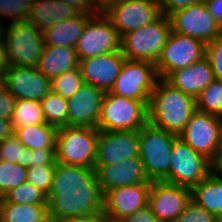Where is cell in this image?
Returning a JSON list of instances; mask_svg holds the SVG:
<instances>
[{
  "label": "cell",
  "instance_id": "22",
  "mask_svg": "<svg viewBox=\"0 0 222 222\" xmlns=\"http://www.w3.org/2000/svg\"><path fill=\"white\" fill-rule=\"evenodd\" d=\"M215 79L206 57L172 72L165 80L174 88L196 98Z\"/></svg>",
  "mask_w": 222,
  "mask_h": 222
},
{
  "label": "cell",
  "instance_id": "21",
  "mask_svg": "<svg viewBox=\"0 0 222 222\" xmlns=\"http://www.w3.org/2000/svg\"><path fill=\"white\" fill-rule=\"evenodd\" d=\"M104 92L84 83L68 101V126L97 128Z\"/></svg>",
  "mask_w": 222,
  "mask_h": 222
},
{
  "label": "cell",
  "instance_id": "29",
  "mask_svg": "<svg viewBox=\"0 0 222 222\" xmlns=\"http://www.w3.org/2000/svg\"><path fill=\"white\" fill-rule=\"evenodd\" d=\"M11 123L13 131L27 125L45 124L41 102L34 99H16Z\"/></svg>",
  "mask_w": 222,
  "mask_h": 222
},
{
  "label": "cell",
  "instance_id": "31",
  "mask_svg": "<svg viewBox=\"0 0 222 222\" xmlns=\"http://www.w3.org/2000/svg\"><path fill=\"white\" fill-rule=\"evenodd\" d=\"M195 102L197 111L222 117V80L214 79Z\"/></svg>",
  "mask_w": 222,
  "mask_h": 222
},
{
  "label": "cell",
  "instance_id": "27",
  "mask_svg": "<svg viewBox=\"0 0 222 222\" xmlns=\"http://www.w3.org/2000/svg\"><path fill=\"white\" fill-rule=\"evenodd\" d=\"M47 204L0 202V222H46Z\"/></svg>",
  "mask_w": 222,
  "mask_h": 222
},
{
  "label": "cell",
  "instance_id": "42",
  "mask_svg": "<svg viewBox=\"0 0 222 222\" xmlns=\"http://www.w3.org/2000/svg\"><path fill=\"white\" fill-rule=\"evenodd\" d=\"M15 103L16 98L7 89L0 91V118L11 120Z\"/></svg>",
  "mask_w": 222,
  "mask_h": 222
},
{
  "label": "cell",
  "instance_id": "6",
  "mask_svg": "<svg viewBox=\"0 0 222 222\" xmlns=\"http://www.w3.org/2000/svg\"><path fill=\"white\" fill-rule=\"evenodd\" d=\"M148 122V106L140 100L106 92L97 128L100 131L139 130Z\"/></svg>",
  "mask_w": 222,
  "mask_h": 222
},
{
  "label": "cell",
  "instance_id": "40",
  "mask_svg": "<svg viewBox=\"0 0 222 222\" xmlns=\"http://www.w3.org/2000/svg\"><path fill=\"white\" fill-rule=\"evenodd\" d=\"M30 167L56 165L55 148H40L32 151Z\"/></svg>",
  "mask_w": 222,
  "mask_h": 222
},
{
  "label": "cell",
  "instance_id": "1",
  "mask_svg": "<svg viewBox=\"0 0 222 222\" xmlns=\"http://www.w3.org/2000/svg\"><path fill=\"white\" fill-rule=\"evenodd\" d=\"M47 208L48 218L54 222L103 215L104 195L96 170L56 162Z\"/></svg>",
  "mask_w": 222,
  "mask_h": 222
},
{
  "label": "cell",
  "instance_id": "38",
  "mask_svg": "<svg viewBox=\"0 0 222 222\" xmlns=\"http://www.w3.org/2000/svg\"><path fill=\"white\" fill-rule=\"evenodd\" d=\"M175 222H217V218L191 199Z\"/></svg>",
  "mask_w": 222,
  "mask_h": 222
},
{
  "label": "cell",
  "instance_id": "8",
  "mask_svg": "<svg viewBox=\"0 0 222 222\" xmlns=\"http://www.w3.org/2000/svg\"><path fill=\"white\" fill-rule=\"evenodd\" d=\"M171 157L170 173L163 180L166 183L192 189L214 170L209 159L179 137L174 141Z\"/></svg>",
  "mask_w": 222,
  "mask_h": 222
},
{
  "label": "cell",
  "instance_id": "14",
  "mask_svg": "<svg viewBox=\"0 0 222 222\" xmlns=\"http://www.w3.org/2000/svg\"><path fill=\"white\" fill-rule=\"evenodd\" d=\"M221 117L197 111L179 138L213 164L218 160Z\"/></svg>",
  "mask_w": 222,
  "mask_h": 222
},
{
  "label": "cell",
  "instance_id": "17",
  "mask_svg": "<svg viewBox=\"0 0 222 222\" xmlns=\"http://www.w3.org/2000/svg\"><path fill=\"white\" fill-rule=\"evenodd\" d=\"M151 183L135 184L109 190L104 195L103 217L122 220L148 205Z\"/></svg>",
  "mask_w": 222,
  "mask_h": 222
},
{
  "label": "cell",
  "instance_id": "15",
  "mask_svg": "<svg viewBox=\"0 0 222 222\" xmlns=\"http://www.w3.org/2000/svg\"><path fill=\"white\" fill-rule=\"evenodd\" d=\"M139 151L138 130H99L95 165H115L125 159L138 157Z\"/></svg>",
  "mask_w": 222,
  "mask_h": 222
},
{
  "label": "cell",
  "instance_id": "28",
  "mask_svg": "<svg viewBox=\"0 0 222 222\" xmlns=\"http://www.w3.org/2000/svg\"><path fill=\"white\" fill-rule=\"evenodd\" d=\"M18 140L30 150L55 148L57 128L48 123L27 125L14 131Z\"/></svg>",
  "mask_w": 222,
  "mask_h": 222
},
{
  "label": "cell",
  "instance_id": "50",
  "mask_svg": "<svg viewBox=\"0 0 222 222\" xmlns=\"http://www.w3.org/2000/svg\"><path fill=\"white\" fill-rule=\"evenodd\" d=\"M118 0H95V3L100 11L106 8L109 4Z\"/></svg>",
  "mask_w": 222,
  "mask_h": 222
},
{
  "label": "cell",
  "instance_id": "25",
  "mask_svg": "<svg viewBox=\"0 0 222 222\" xmlns=\"http://www.w3.org/2000/svg\"><path fill=\"white\" fill-rule=\"evenodd\" d=\"M93 15L79 13L77 16L60 21L45 29L43 38L45 45L73 47L80 38L85 25Z\"/></svg>",
  "mask_w": 222,
  "mask_h": 222
},
{
  "label": "cell",
  "instance_id": "41",
  "mask_svg": "<svg viewBox=\"0 0 222 222\" xmlns=\"http://www.w3.org/2000/svg\"><path fill=\"white\" fill-rule=\"evenodd\" d=\"M160 5L162 15L169 17L175 11L200 3L204 0H157Z\"/></svg>",
  "mask_w": 222,
  "mask_h": 222
},
{
  "label": "cell",
  "instance_id": "36",
  "mask_svg": "<svg viewBox=\"0 0 222 222\" xmlns=\"http://www.w3.org/2000/svg\"><path fill=\"white\" fill-rule=\"evenodd\" d=\"M56 165H42L27 168V182L49 195Z\"/></svg>",
  "mask_w": 222,
  "mask_h": 222
},
{
  "label": "cell",
  "instance_id": "48",
  "mask_svg": "<svg viewBox=\"0 0 222 222\" xmlns=\"http://www.w3.org/2000/svg\"><path fill=\"white\" fill-rule=\"evenodd\" d=\"M57 222H104L103 215H95V216H88V217H76V218H69L60 220Z\"/></svg>",
  "mask_w": 222,
  "mask_h": 222
},
{
  "label": "cell",
  "instance_id": "34",
  "mask_svg": "<svg viewBox=\"0 0 222 222\" xmlns=\"http://www.w3.org/2000/svg\"><path fill=\"white\" fill-rule=\"evenodd\" d=\"M27 180V168L0 160V198Z\"/></svg>",
  "mask_w": 222,
  "mask_h": 222
},
{
  "label": "cell",
  "instance_id": "33",
  "mask_svg": "<svg viewBox=\"0 0 222 222\" xmlns=\"http://www.w3.org/2000/svg\"><path fill=\"white\" fill-rule=\"evenodd\" d=\"M0 202L15 204H47V195L33 184L25 181L16 188L9 190Z\"/></svg>",
  "mask_w": 222,
  "mask_h": 222
},
{
  "label": "cell",
  "instance_id": "16",
  "mask_svg": "<svg viewBox=\"0 0 222 222\" xmlns=\"http://www.w3.org/2000/svg\"><path fill=\"white\" fill-rule=\"evenodd\" d=\"M190 200V188L164 181H151L148 204L161 221L175 222Z\"/></svg>",
  "mask_w": 222,
  "mask_h": 222
},
{
  "label": "cell",
  "instance_id": "56",
  "mask_svg": "<svg viewBox=\"0 0 222 222\" xmlns=\"http://www.w3.org/2000/svg\"><path fill=\"white\" fill-rule=\"evenodd\" d=\"M46 222H54V221H52L51 219H48Z\"/></svg>",
  "mask_w": 222,
  "mask_h": 222
},
{
  "label": "cell",
  "instance_id": "52",
  "mask_svg": "<svg viewBox=\"0 0 222 222\" xmlns=\"http://www.w3.org/2000/svg\"><path fill=\"white\" fill-rule=\"evenodd\" d=\"M219 153H222V117H221V123H220Z\"/></svg>",
  "mask_w": 222,
  "mask_h": 222
},
{
  "label": "cell",
  "instance_id": "53",
  "mask_svg": "<svg viewBox=\"0 0 222 222\" xmlns=\"http://www.w3.org/2000/svg\"><path fill=\"white\" fill-rule=\"evenodd\" d=\"M104 222H121V220H113V219L104 217Z\"/></svg>",
  "mask_w": 222,
  "mask_h": 222
},
{
  "label": "cell",
  "instance_id": "19",
  "mask_svg": "<svg viewBox=\"0 0 222 222\" xmlns=\"http://www.w3.org/2000/svg\"><path fill=\"white\" fill-rule=\"evenodd\" d=\"M95 170L103 195L112 189L151 183L139 156L125 159L115 165H95Z\"/></svg>",
  "mask_w": 222,
  "mask_h": 222
},
{
  "label": "cell",
  "instance_id": "10",
  "mask_svg": "<svg viewBox=\"0 0 222 222\" xmlns=\"http://www.w3.org/2000/svg\"><path fill=\"white\" fill-rule=\"evenodd\" d=\"M75 50L79 60L121 50V36L102 12L94 14L84 27Z\"/></svg>",
  "mask_w": 222,
  "mask_h": 222
},
{
  "label": "cell",
  "instance_id": "44",
  "mask_svg": "<svg viewBox=\"0 0 222 222\" xmlns=\"http://www.w3.org/2000/svg\"><path fill=\"white\" fill-rule=\"evenodd\" d=\"M58 1L69 4L79 13H87L90 15H94L100 12L95 3V0H58Z\"/></svg>",
  "mask_w": 222,
  "mask_h": 222
},
{
  "label": "cell",
  "instance_id": "7",
  "mask_svg": "<svg viewBox=\"0 0 222 222\" xmlns=\"http://www.w3.org/2000/svg\"><path fill=\"white\" fill-rule=\"evenodd\" d=\"M9 65L36 67L43 52V32L28 20L11 23L3 27ZM6 36V37H5Z\"/></svg>",
  "mask_w": 222,
  "mask_h": 222
},
{
  "label": "cell",
  "instance_id": "37",
  "mask_svg": "<svg viewBox=\"0 0 222 222\" xmlns=\"http://www.w3.org/2000/svg\"><path fill=\"white\" fill-rule=\"evenodd\" d=\"M33 0H0V17L10 16L11 23L27 20Z\"/></svg>",
  "mask_w": 222,
  "mask_h": 222
},
{
  "label": "cell",
  "instance_id": "45",
  "mask_svg": "<svg viewBox=\"0 0 222 222\" xmlns=\"http://www.w3.org/2000/svg\"><path fill=\"white\" fill-rule=\"evenodd\" d=\"M209 13L218 21L222 26V0H204Z\"/></svg>",
  "mask_w": 222,
  "mask_h": 222
},
{
  "label": "cell",
  "instance_id": "39",
  "mask_svg": "<svg viewBox=\"0 0 222 222\" xmlns=\"http://www.w3.org/2000/svg\"><path fill=\"white\" fill-rule=\"evenodd\" d=\"M205 57L212 67L215 79L222 80V34L206 44Z\"/></svg>",
  "mask_w": 222,
  "mask_h": 222
},
{
  "label": "cell",
  "instance_id": "51",
  "mask_svg": "<svg viewBox=\"0 0 222 222\" xmlns=\"http://www.w3.org/2000/svg\"><path fill=\"white\" fill-rule=\"evenodd\" d=\"M214 170L219 174L222 175V153H218V160L214 164Z\"/></svg>",
  "mask_w": 222,
  "mask_h": 222
},
{
  "label": "cell",
  "instance_id": "32",
  "mask_svg": "<svg viewBox=\"0 0 222 222\" xmlns=\"http://www.w3.org/2000/svg\"><path fill=\"white\" fill-rule=\"evenodd\" d=\"M32 150L26 148L13 133L0 141V160L18 163L25 168L30 167Z\"/></svg>",
  "mask_w": 222,
  "mask_h": 222
},
{
  "label": "cell",
  "instance_id": "20",
  "mask_svg": "<svg viewBox=\"0 0 222 222\" xmlns=\"http://www.w3.org/2000/svg\"><path fill=\"white\" fill-rule=\"evenodd\" d=\"M7 90L16 99L41 101L52 91L51 80L36 67L9 65L7 69Z\"/></svg>",
  "mask_w": 222,
  "mask_h": 222
},
{
  "label": "cell",
  "instance_id": "26",
  "mask_svg": "<svg viewBox=\"0 0 222 222\" xmlns=\"http://www.w3.org/2000/svg\"><path fill=\"white\" fill-rule=\"evenodd\" d=\"M191 199L217 218L222 214V177L213 170L191 189Z\"/></svg>",
  "mask_w": 222,
  "mask_h": 222
},
{
  "label": "cell",
  "instance_id": "47",
  "mask_svg": "<svg viewBox=\"0 0 222 222\" xmlns=\"http://www.w3.org/2000/svg\"><path fill=\"white\" fill-rule=\"evenodd\" d=\"M9 68L7 50L3 37L0 38V70H7Z\"/></svg>",
  "mask_w": 222,
  "mask_h": 222
},
{
  "label": "cell",
  "instance_id": "43",
  "mask_svg": "<svg viewBox=\"0 0 222 222\" xmlns=\"http://www.w3.org/2000/svg\"><path fill=\"white\" fill-rule=\"evenodd\" d=\"M121 222H164V221H161L154 215L151 207L148 204L140 208L134 214L126 216L121 220Z\"/></svg>",
  "mask_w": 222,
  "mask_h": 222
},
{
  "label": "cell",
  "instance_id": "11",
  "mask_svg": "<svg viewBox=\"0 0 222 222\" xmlns=\"http://www.w3.org/2000/svg\"><path fill=\"white\" fill-rule=\"evenodd\" d=\"M102 12L122 37L127 32L155 22L162 16L157 0H118Z\"/></svg>",
  "mask_w": 222,
  "mask_h": 222
},
{
  "label": "cell",
  "instance_id": "46",
  "mask_svg": "<svg viewBox=\"0 0 222 222\" xmlns=\"http://www.w3.org/2000/svg\"><path fill=\"white\" fill-rule=\"evenodd\" d=\"M14 133L11 120L0 118V141L5 140Z\"/></svg>",
  "mask_w": 222,
  "mask_h": 222
},
{
  "label": "cell",
  "instance_id": "30",
  "mask_svg": "<svg viewBox=\"0 0 222 222\" xmlns=\"http://www.w3.org/2000/svg\"><path fill=\"white\" fill-rule=\"evenodd\" d=\"M46 123L56 128L68 126V101L50 91L41 101Z\"/></svg>",
  "mask_w": 222,
  "mask_h": 222
},
{
  "label": "cell",
  "instance_id": "18",
  "mask_svg": "<svg viewBox=\"0 0 222 222\" xmlns=\"http://www.w3.org/2000/svg\"><path fill=\"white\" fill-rule=\"evenodd\" d=\"M125 60L121 50L79 60L84 83L91 84L104 93L109 92Z\"/></svg>",
  "mask_w": 222,
  "mask_h": 222
},
{
  "label": "cell",
  "instance_id": "23",
  "mask_svg": "<svg viewBox=\"0 0 222 222\" xmlns=\"http://www.w3.org/2000/svg\"><path fill=\"white\" fill-rule=\"evenodd\" d=\"M79 67L77 52L73 47L44 45L36 68L52 80L58 75Z\"/></svg>",
  "mask_w": 222,
  "mask_h": 222
},
{
  "label": "cell",
  "instance_id": "4",
  "mask_svg": "<svg viewBox=\"0 0 222 222\" xmlns=\"http://www.w3.org/2000/svg\"><path fill=\"white\" fill-rule=\"evenodd\" d=\"M98 128L65 126L57 128L56 162L95 169Z\"/></svg>",
  "mask_w": 222,
  "mask_h": 222
},
{
  "label": "cell",
  "instance_id": "55",
  "mask_svg": "<svg viewBox=\"0 0 222 222\" xmlns=\"http://www.w3.org/2000/svg\"><path fill=\"white\" fill-rule=\"evenodd\" d=\"M217 222H222V214L217 217Z\"/></svg>",
  "mask_w": 222,
  "mask_h": 222
},
{
  "label": "cell",
  "instance_id": "54",
  "mask_svg": "<svg viewBox=\"0 0 222 222\" xmlns=\"http://www.w3.org/2000/svg\"><path fill=\"white\" fill-rule=\"evenodd\" d=\"M3 27H4V25L1 23V21H0V38H2L3 36H2V34H3Z\"/></svg>",
  "mask_w": 222,
  "mask_h": 222
},
{
  "label": "cell",
  "instance_id": "49",
  "mask_svg": "<svg viewBox=\"0 0 222 222\" xmlns=\"http://www.w3.org/2000/svg\"><path fill=\"white\" fill-rule=\"evenodd\" d=\"M7 89V70H0V91Z\"/></svg>",
  "mask_w": 222,
  "mask_h": 222
},
{
  "label": "cell",
  "instance_id": "5",
  "mask_svg": "<svg viewBox=\"0 0 222 222\" xmlns=\"http://www.w3.org/2000/svg\"><path fill=\"white\" fill-rule=\"evenodd\" d=\"M171 32L169 17L162 15L155 22L127 32L121 37V51L127 60L156 63Z\"/></svg>",
  "mask_w": 222,
  "mask_h": 222
},
{
  "label": "cell",
  "instance_id": "24",
  "mask_svg": "<svg viewBox=\"0 0 222 222\" xmlns=\"http://www.w3.org/2000/svg\"><path fill=\"white\" fill-rule=\"evenodd\" d=\"M79 12L69 4L58 0H33L27 20L44 31L60 21L77 16Z\"/></svg>",
  "mask_w": 222,
  "mask_h": 222
},
{
  "label": "cell",
  "instance_id": "2",
  "mask_svg": "<svg viewBox=\"0 0 222 222\" xmlns=\"http://www.w3.org/2000/svg\"><path fill=\"white\" fill-rule=\"evenodd\" d=\"M196 110L194 97L159 79L150 95L148 122L179 135Z\"/></svg>",
  "mask_w": 222,
  "mask_h": 222
},
{
  "label": "cell",
  "instance_id": "3",
  "mask_svg": "<svg viewBox=\"0 0 222 222\" xmlns=\"http://www.w3.org/2000/svg\"><path fill=\"white\" fill-rule=\"evenodd\" d=\"M139 157L150 181H163L170 173L174 141L179 137L147 122L139 130Z\"/></svg>",
  "mask_w": 222,
  "mask_h": 222
},
{
  "label": "cell",
  "instance_id": "9",
  "mask_svg": "<svg viewBox=\"0 0 222 222\" xmlns=\"http://www.w3.org/2000/svg\"><path fill=\"white\" fill-rule=\"evenodd\" d=\"M159 79L154 63L126 59L109 92L143 101L148 106L150 95Z\"/></svg>",
  "mask_w": 222,
  "mask_h": 222
},
{
  "label": "cell",
  "instance_id": "35",
  "mask_svg": "<svg viewBox=\"0 0 222 222\" xmlns=\"http://www.w3.org/2000/svg\"><path fill=\"white\" fill-rule=\"evenodd\" d=\"M84 84L80 68L62 73L51 80L52 91L69 99Z\"/></svg>",
  "mask_w": 222,
  "mask_h": 222
},
{
  "label": "cell",
  "instance_id": "13",
  "mask_svg": "<svg viewBox=\"0 0 222 222\" xmlns=\"http://www.w3.org/2000/svg\"><path fill=\"white\" fill-rule=\"evenodd\" d=\"M171 30L208 44L222 34V26L209 13L205 1L175 11L169 16Z\"/></svg>",
  "mask_w": 222,
  "mask_h": 222
},
{
  "label": "cell",
  "instance_id": "12",
  "mask_svg": "<svg viewBox=\"0 0 222 222\" xmlns=\"http://www.w3.org/2000/svg\"><path fill=\"white\" fill-rule=\"evenodd\" d=\"M206 44L193 37L171 30L161 56L155 63L160 79H166L175 70L185 68L205 57Z\"/></svg>",
  "mask_w": 222,
  "mask_h": 222
}]
</instances>
